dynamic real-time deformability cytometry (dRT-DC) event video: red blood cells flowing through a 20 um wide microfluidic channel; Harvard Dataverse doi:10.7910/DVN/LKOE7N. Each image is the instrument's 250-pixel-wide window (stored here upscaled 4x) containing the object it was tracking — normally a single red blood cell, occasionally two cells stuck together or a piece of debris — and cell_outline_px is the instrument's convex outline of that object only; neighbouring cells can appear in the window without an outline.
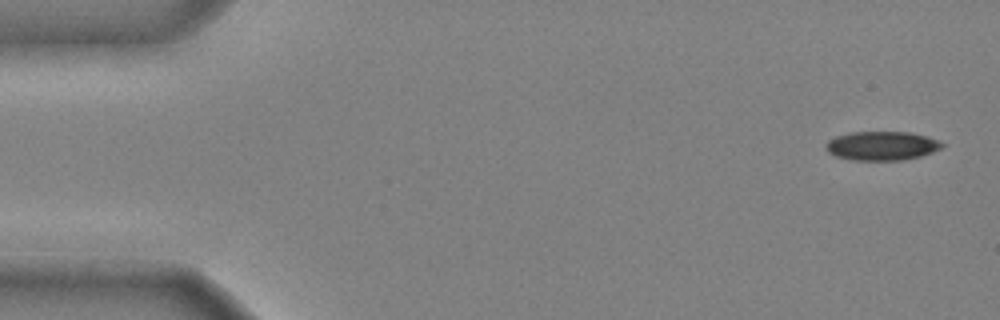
{"species": "common noctule bat (a hibernating species)", "species_latin": "Nyctalus noctula", "temperature_condition": "cold", "stored_images_in_passage": 45, "camera_frame_rate_fps": 3000, "um_per_image_px": 0.085, "animal": {"sex": "male", "body_mass_g": 20.4}, "frame": {"image": 1, "passage_image": 1, "time_ms": 0.0, "image_size_px": [1000, 320], "cell_outline_px": [[944, 144], [940, 148], [932, 152], [920, 156], [900, 160], [852, 160], [836, 156], [828, 152], [824, 148], [824, 144], [828, 140], [836, 136], [848, 132], [912, 132], [928, 136]], "centroid_in_image_um": [74.9, 12.38], "position_along_channel_um": 10.1, "area_um2": 19.65}}
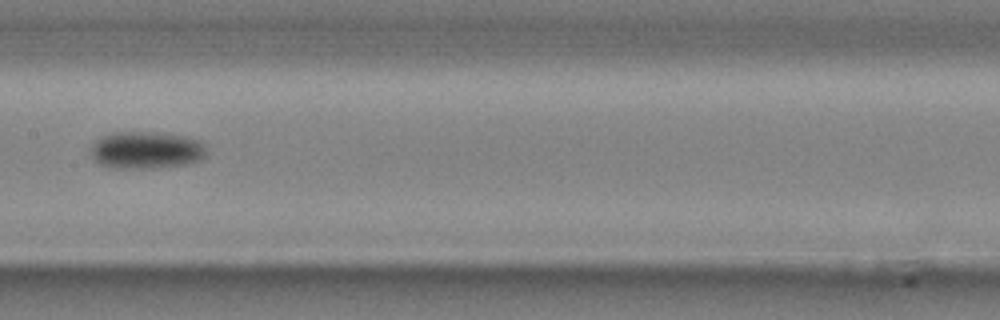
{"frame": {"image": 2, "passage_image": 24, "time_ms": 7.667, "image_size_px": [1000, 320], "cell_outline_px": [[204, 156], [200, 160], [188, 164], [156, 168], [112, 168], [100, 164], [92, 156], [92, 148], [96, 140], [112, 132], [168, 132], [188, 136], [200, 140], [204, 144]], "centroid_in_image_um": [12.48, 12.75], "position_along_channel_um": 194.9, "area_um2": 25.32}}
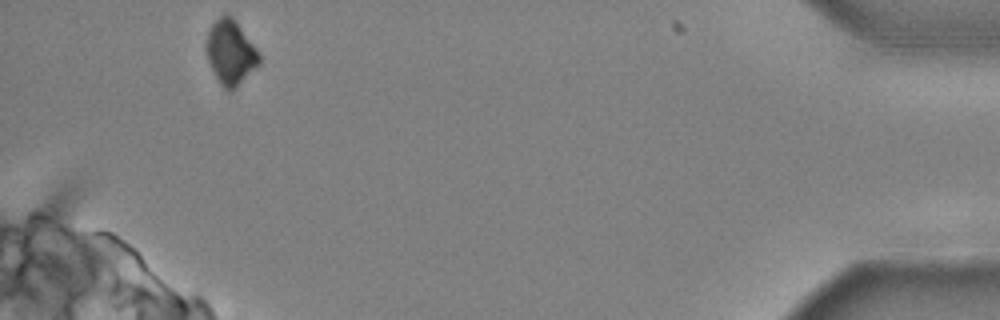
{"frame": {"image": 3, "passage_image": 45, "time_ms": 14.667, "image_size_px": [1000, 320], "cell_outline_px": [[260, 64], [232, 92], [228, 92], [220, 84], [208, 60], [204, 48], [204, 44], [208, 32], [212, 24], [224, 12], [228, 12], [236, 20], [256, 48], [260, 56]], "centroid_in_image_um": [19.58, 4.44], "position_along_channel_um": 415.6, "area_um2": 20.17}, "authors_computed_cell_mechanics": {"area_um2": 22.0796, "velocity_mm_per_s": 3.9744, "shape_relaxation_time_tau1_ms": 2.0717, "shape_relaxation_time_tau2_ms": null, "deformation_change_tau1": 0.0994, "deformation_change_tau2": null}}